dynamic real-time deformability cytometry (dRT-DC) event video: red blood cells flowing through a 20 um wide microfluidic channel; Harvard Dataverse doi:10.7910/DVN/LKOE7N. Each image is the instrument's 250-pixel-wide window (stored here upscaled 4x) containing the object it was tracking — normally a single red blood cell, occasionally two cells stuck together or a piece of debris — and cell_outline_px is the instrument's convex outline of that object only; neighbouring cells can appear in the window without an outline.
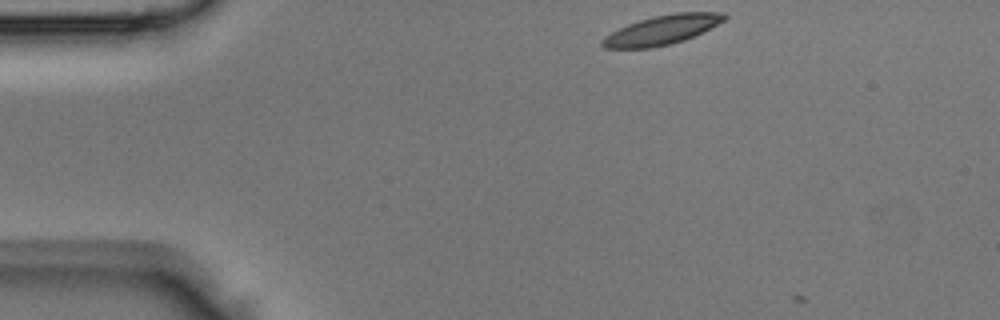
{"species": "Egyptian fruit bat (a non-hibernating species)", "species_latin": "Rousettus aegyptiacus", "temperature_condition": "room temperature", "stored_images_in_passage": 2, "camera_frame_rate_fps": 3000, "um_per_image_px": 0.085, "animal": {"sex": "male"}, "frame": {"image": 1, "passage_image": 1, "time_ms": 0.0, "image_size_px": [1000, 320], "cell_outline_px": [[728, 16], [724, 20], [684, 40], [668, 44], [648, 48], [604, 48], [600, 44], [600, 40], [604, 36], [628, 24], [652, 16], [676, 12], [724, 12]], "centroid_in_image_um": [56.23, 2.53], "position_along_channel_um": 28.8, "area_um2": 20.52}}